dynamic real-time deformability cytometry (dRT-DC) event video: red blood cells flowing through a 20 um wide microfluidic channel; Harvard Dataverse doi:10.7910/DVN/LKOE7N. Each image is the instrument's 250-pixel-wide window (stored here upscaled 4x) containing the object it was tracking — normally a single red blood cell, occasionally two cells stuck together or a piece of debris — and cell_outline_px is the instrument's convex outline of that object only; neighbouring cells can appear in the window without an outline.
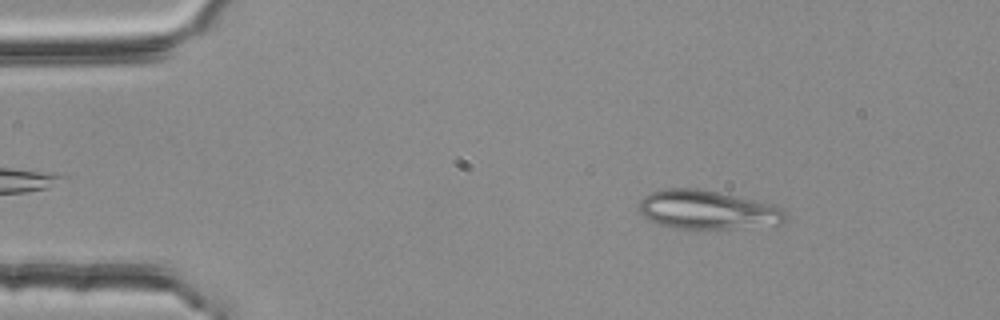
{"species": "common noctule bat (a hibernating species)", "species_latin": "Nyctalus noctula", "temperature_condition": "room temperature", "stored_images_in_passage": 51, "camera_frame_rate_fps": 3000, "um_per_image_px": 0.085, "animal": {"sex": "female", "body_mass_g": 25.1}, "frame": {"image": 1, "passage_image": 6, "time_ms": 1.667, "image_size_px": [1000, 320], "cell_outline_px": [[788, 216], [784, 224], [728, 228], [680, 228], [656, 224], [636, 212], [636, 208], [640, 200], [644, 196], [652, 192], [664, 188], [700, 188], [772, 204], [784, 212]], "centroid_in_image_um": [60.06, 17.82], "position_along_channel_um": 24.9, "area_um2": 33.18}}
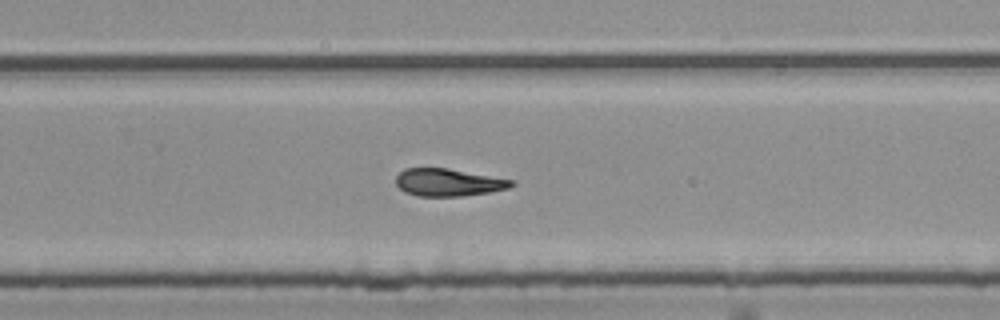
{"frame": {"image": 2, "passage_image": 33, "time_ms": 10.667, "image_size_px": [1000, 320], "cell_outline_px": [[516, 184], [508, 188], [488, 192], [460, 196], [420, 196], [404, 192], [396, 184], [396, 176], [404, 168], [448, 168], [512, 180]], "centroid_in_image_um": [38.07, 15.5], "position_along_channel_um": 291.7, "area_um2": 18.32}}
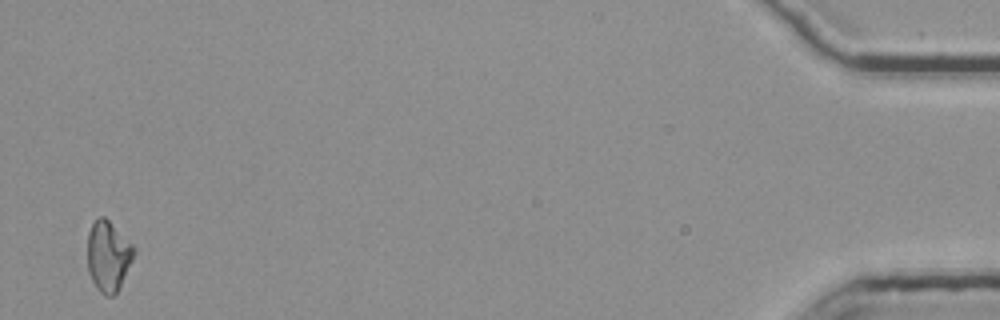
{"frame": {"image": 3, "passage_image": 51, "time_ms": 16.667, "image_size_px": [1000, 320], "cell_outline_px": [[136, 252], [116, 292], [112, 296], [104, 296], [96, 288], [88, 272], [88, 232], [92, 224], [100, 216], [104, 216], [136, 248]], "centroid_in_image_um": [9.19, 21.77], "position_along_channel_um": 426.0, "area_um2": 18.79}}